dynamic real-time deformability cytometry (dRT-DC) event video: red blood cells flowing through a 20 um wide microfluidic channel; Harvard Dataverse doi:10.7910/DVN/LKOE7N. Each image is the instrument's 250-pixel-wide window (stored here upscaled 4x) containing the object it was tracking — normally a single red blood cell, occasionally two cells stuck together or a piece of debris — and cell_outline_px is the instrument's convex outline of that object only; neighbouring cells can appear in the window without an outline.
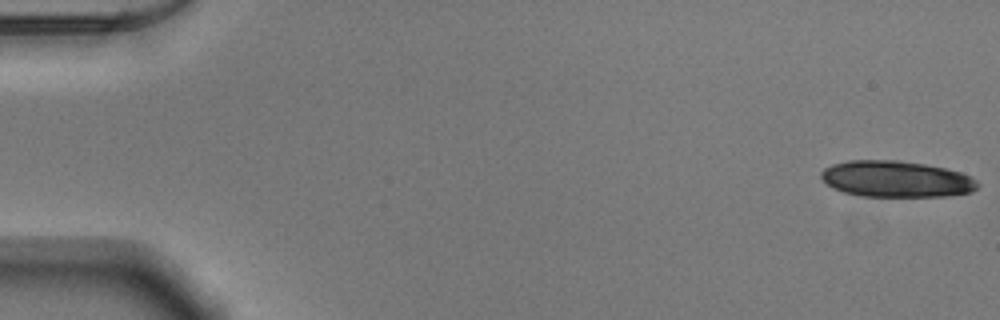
{"species": "Egyptian fruit bat (a non-hibernating species)", "species_latin": "Rousettus aegyptiacus", "temperature_condition": "warm", "stored_images_in_passage": 53, "camera_frame_rate_fps": 3000, "um_per_image_px": 0.085, "animal": {"sex": "male"}, "frame": {"image": 1, "passage_image": 1, "time_ms": 0.0, "image_size_px": [1000, 320], "cell_outline_px": [[980, 184], [972, 192], [948, 196], [860, 196], [844, 192], [832, 188], [820, 176], [820, 172], [824, 168], [832, 164], [848, 160], [900, 160], [924, 164], [944, 168], [960, 172], [976, 180]], "centroid_in_image_um": [76.16, 15.21], "position_along_channel_um": 8.8, "area_um2": 33.12}}
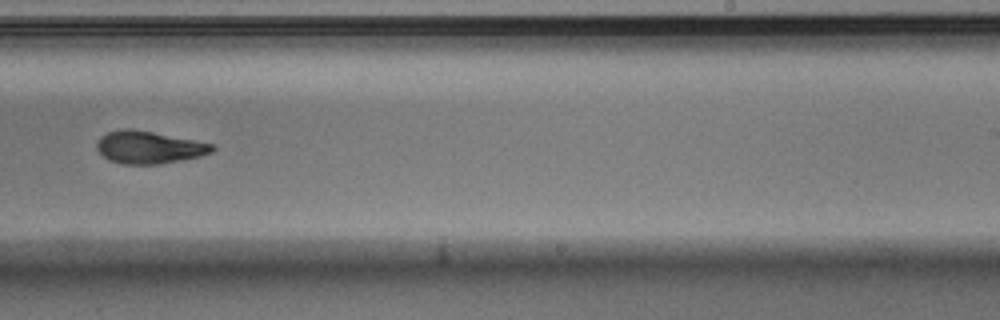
{"frame": {"image": 2, "passage_image": 34, "time_ms": 11.0, "image_size_px": [1000, 320], "cell_outline_px": [[216, 148], [212, 152], [200, 156], [160, 164], [124, 164], [108, 160], [96, 148], [96, 144], [100, 136], [108, 132], [120, 128], [132, 128], [212, 144]], "centroid_in_image_um": [12.61, 12.52], "position_along_channel_um": 276.4, "area_um2": 21.68}}
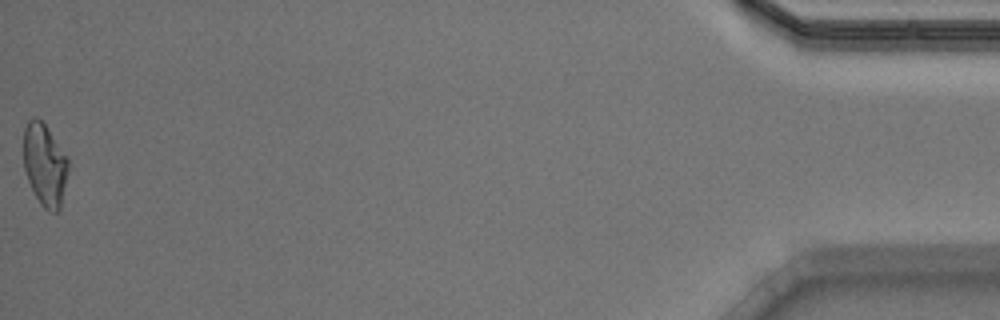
{"frame": {"image": 3, "passage_image": 53, "time_ms": 17.333, "image_size_px": [1000, 320], "cell_outline_px": [[68, 172], [60, 212], [48, 212], [40, 204], [28, 180], [24, 168], [24, 128], [28, 120], [32, 116], [36, 116], [44, 124], [68, 156]], "centroid_in_image_um": [3.82, 14.02], "position_along_channel_um": 431.4, "area_um2": 21.62}, "authors_computed_cell_mechanics": {"area_um2": 23.0622, "velocity_mm_per_s": 3.9135, "shape_relaxation_time_tau1_ms": 3.4663, "shape_relaxation_time_tau2_ms": 2.9814, "deformation_change_tau1": 0.1495, "deformation_change_tau2": 0.0962}}